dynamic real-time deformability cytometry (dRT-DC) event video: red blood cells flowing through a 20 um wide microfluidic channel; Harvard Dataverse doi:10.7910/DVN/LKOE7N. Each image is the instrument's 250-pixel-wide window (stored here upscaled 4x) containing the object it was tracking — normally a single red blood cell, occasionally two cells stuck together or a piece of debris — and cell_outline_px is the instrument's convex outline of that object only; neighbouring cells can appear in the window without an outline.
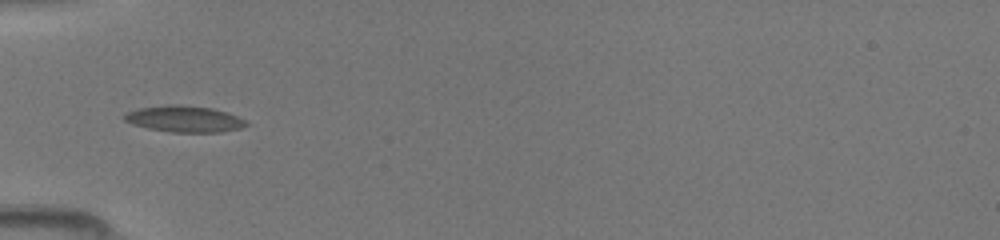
{"species": "common noctule bat (a hibernating species)", "species_latin": "Nyctalus noctula", "temperature_condition": "room temperature", "stored_images_in_passage": 30, "camera_frame_rate_fps": 3000, "um_per_image_px": 0.085, "animal": {"sex": "female", "body_mass_g": 19.5, "forearm_length_mm": 54.1}, "frame": {"image": 1, "passage_image": 1, "time_ms": 0.0, "image_size_px": [1000, 240], "cell_outline_px": [[248, 124], [240, 128], [220, 132], [172, 132], [148, 128], [132, 124], [124, 120], [124, 116], [128, 112], [140, 108], [168, 104], [180, 104], [212, 108], [228, 112], [244, 120]], "centroid_in_image_um": [15.67, 10.1], "position_along_channel_um": 69.3, "area_um2": 18.55}}
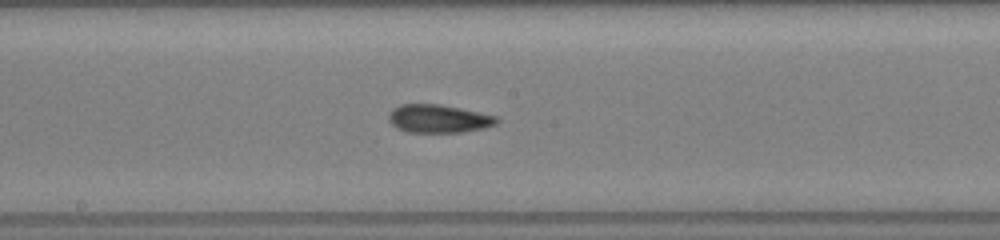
{"frame": {"image": 2, "passage_image": 11, "time_ms": 3.333, "image_size_px": [1000, 240], "cell_outline_px": [[500, 120], [496, 124], [484, 128], [460, 132], [408, 132], [396, 128], [388, 120], [388, 112], [392, 108], [400, 104], [440, 104], [460, 108], [496, 116]], "centroid_in_image_um": [37.24, 10.08], "position_along_channel_um": 211.0, "area_um2": 17.8}}
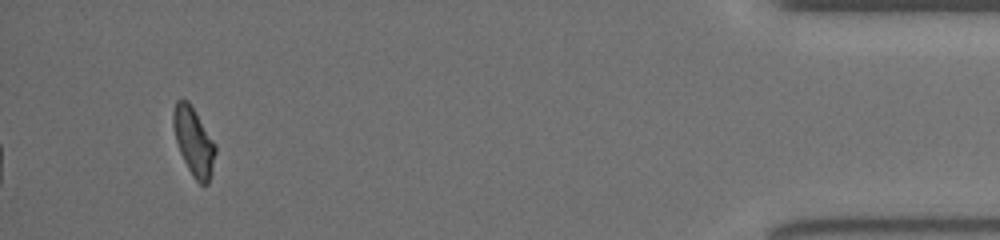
{"frame": {"image": 3, "passage_image": 30, "time_ms": 9.667, "image_size_px": [1000, 240], "cell_outline_px": [[216, 152], [212, 172], [208, 184], [200, 184], [192, 176], [180, 152], [176, 140], [172, 124], [172, 112], [176, 100], [188, 100], [216, 144]], "centroid_in_image_um": [16.47, 12.02], "position_along_channel_um": 418.7, "area_um2": 16.7}}